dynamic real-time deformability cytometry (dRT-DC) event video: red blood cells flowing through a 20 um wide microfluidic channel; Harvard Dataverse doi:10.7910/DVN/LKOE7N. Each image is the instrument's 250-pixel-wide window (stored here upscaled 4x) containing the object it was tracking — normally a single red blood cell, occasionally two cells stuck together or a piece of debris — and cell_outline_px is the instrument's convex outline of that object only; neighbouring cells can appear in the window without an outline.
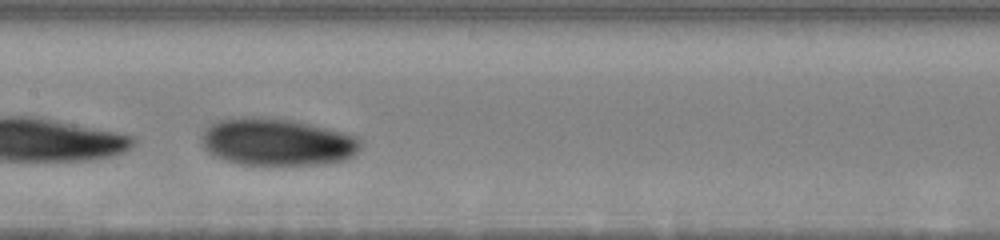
{"species": "human", "species_latin": "Homo sapiens", "temperature_condition": "warm", "stored_images_in_passage": 12, "camera_frame_rate_fps": 3000, "um_per_image_px": 0.085, "donor": {"sex": "male"}, "frame": {"image": 1, "passage_image": 10, "time_ms": 4.667, "image_size_px": [1000, 240], "cell_outline_px": [[360, 148], [352, 156], [344, 160], [324, 164], [240, 164], [224, 160], [208, 152], [200, 144], [200, 136], [204, 128], [216, 120], [244, 116], [252, 116], [292, 120], [356, 136], [360, 140]], "centroid_in_image_um": [23.46, 12.06], "position_along_channel_um": 183.9, "area_um2": 43.75}}